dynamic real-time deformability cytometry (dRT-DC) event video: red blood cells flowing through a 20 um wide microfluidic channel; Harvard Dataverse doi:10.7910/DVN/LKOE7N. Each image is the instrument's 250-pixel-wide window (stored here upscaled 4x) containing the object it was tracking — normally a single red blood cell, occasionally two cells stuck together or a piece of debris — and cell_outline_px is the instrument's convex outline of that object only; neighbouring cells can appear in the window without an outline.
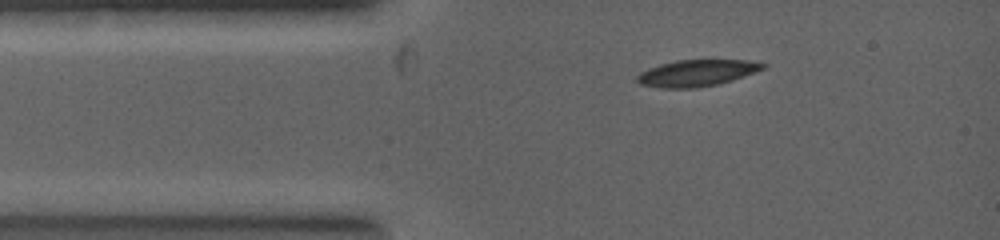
{"species": "common noctule bat (a hibernating species)", "species_latin": "Nyctalus noctula", "temperature_condition": "warm", "stored_images_in_passage": 2, "camera_frame_rate_fps": 5000, "um_per_image_px": 0.085, "animal": {"sex": "female", "body_mass_g": 19.0, "forearm_length_mm": 53.3}, "frame": {"image": 1, "passage_image": 1, "time_ms": 0.0, "image_size_px": [1000, 240], "cell_outline_px": [[768, 64], [764, 68], [732, 80], [716, 84], [692, 88], [664, 88], [640, 84], [636, 80], [636, 76], [640, 72], [648, 68], [660, 64], [680, 60], [748, 60]], "centroid_in_image_um": [59.2, 6.2], "position_along_channel_um": 25.8, "area_um2": 19.19}}